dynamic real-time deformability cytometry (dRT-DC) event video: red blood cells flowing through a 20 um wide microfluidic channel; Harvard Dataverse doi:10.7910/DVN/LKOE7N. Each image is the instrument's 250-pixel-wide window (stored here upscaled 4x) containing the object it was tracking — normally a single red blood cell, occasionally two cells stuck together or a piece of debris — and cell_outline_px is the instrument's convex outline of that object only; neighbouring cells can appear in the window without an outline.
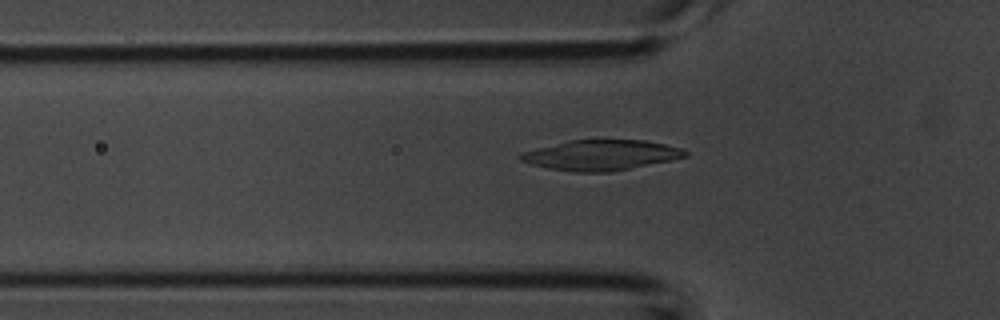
{"species": "common noctule bat (a hibernating species)", "species_latin": "Nyctalus noctula", "temperature_condition": "room temperature", "stored_images_in_passage": 53, "camera_frame_rate_fps": 3000, "um_per_image_px": 0.085, "animal": {"sex": "male", "body_mass_g": 20.1, "forearm_length_mm": 53.5}, "frame": {"image": 1, "passage_image": 17, "time_ms": 5.333, "image_size_px": [1000, 320], "cell_outline_px": [[688, 156], [672, 160], [608, 172], [576, 172], [548, 168], [532, 164], [520, 160], [516, 156], [520, 152], [568, 140], [644, 140], [684, 148], [688, 152]], "centroid_in_image_um": [51.08, 13.18], "position_along_channel_um": 74.7, "area_um2": 29.07}}
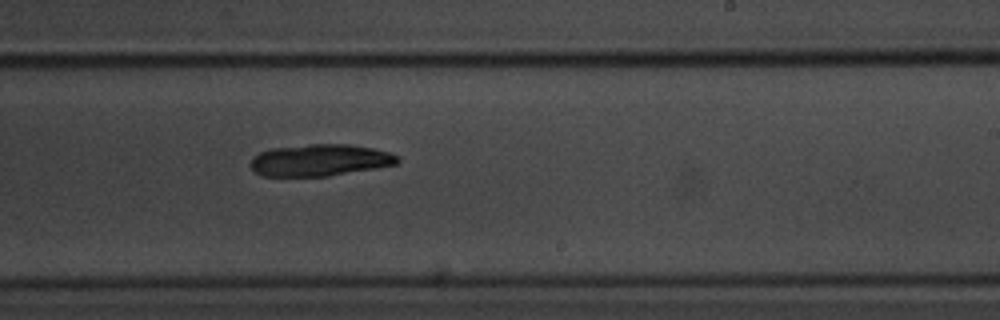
{"frame": {"image": 2, "passage_image": 32, "time_ms": 10.333, "image_size_px": [1000, 320], "cell_outline_px": [[400, 160], [396, 164], [376, 168], [328, 176], [260, 176], [252, 168], [252, 156], [260, 152], [272, 148], [312, 144], [348, 144], [372, 148], [388, 152], [400, 156]], "centroid_in_image_um": [27.2, 13.61], "position_along_channel_um": 261.8, "area_um2": 27.17}}
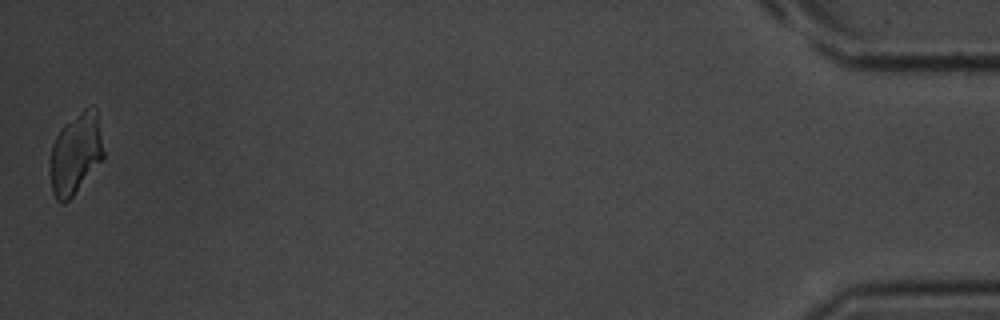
{"frame": {"image": 3, "passage_image": 53, "time_ms": 17.333, "image_size_px": [1000, 320], "cell_outline_px": [[104, 160], [72, 196], [64, 204], [60, 204], [56, 200], [52, 192], [52, 144], [60, 128], [64, 124], [84, 108], [92, 104], [96, 108], [104, 152]], "centroid_in_image_um": [6.47, 13.05], "position_along_channel_um": 428.7, "area_um2": 25.14}}